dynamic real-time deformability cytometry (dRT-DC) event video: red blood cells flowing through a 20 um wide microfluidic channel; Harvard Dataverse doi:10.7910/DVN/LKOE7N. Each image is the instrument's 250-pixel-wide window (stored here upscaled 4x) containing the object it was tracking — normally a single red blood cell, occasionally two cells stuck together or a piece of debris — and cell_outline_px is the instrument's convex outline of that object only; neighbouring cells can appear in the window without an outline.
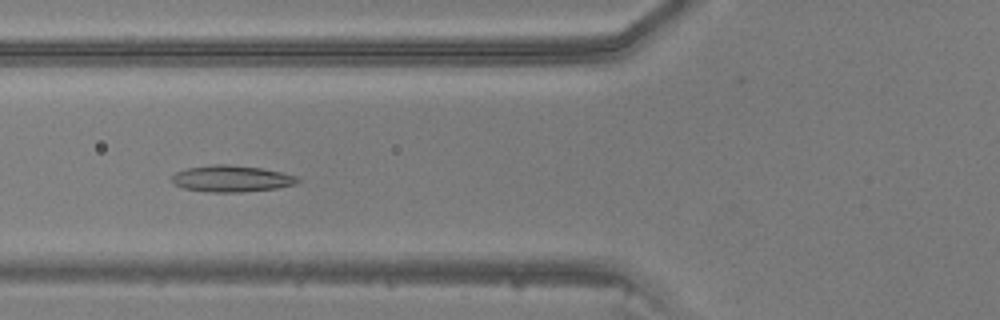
{"species": "common noctule bat (a hibernating species)", "species_latin": "Nyctalus noctula", "temperature_condition": "warm", "stored_images_in_passage": 48, "camera_frame_rate_fps": 3000, "um_per_image_px": 0.085, "animal": {"sex": "male", "body_mass_g": 20.5, "forearm_length_mm": 52.5}, "frame": {"image": 1, "passage_image": 18, "time_ms": 5.667, "image_size_px": [1000, 320], "cell_outline_px": [[300, 180], [296, 184], [276, 188], [240, 192], [212, 192], [184, 188], [176, 184], [172, 180], [172, 176], [176, 172], [188, 168], [212, 164], [228, 164], [264, 168], [296, 176]], "centroid_in_image_um": [19.7, 15.17], "position_along_channel_um": 106.1, "area_um2": 19.25}}
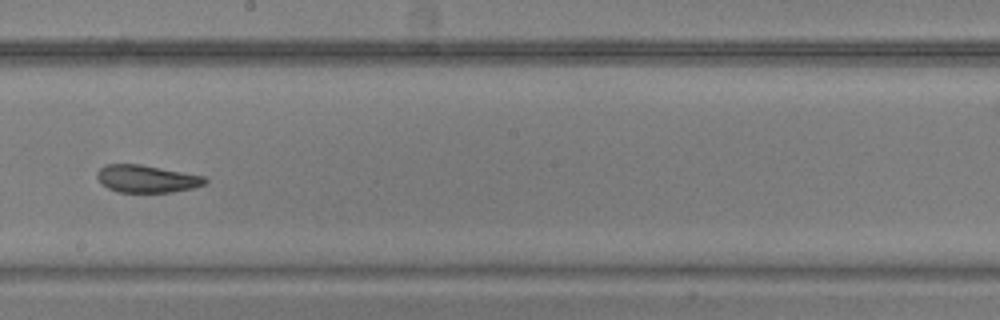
{"frame": {"image": 2, "passage_image": 27, "time_ms": 8.667, "image_size_px": [1000, 320], "cell_outline_px": [[208, 180], [204, 184], [192, 188], [172, 192], [116, 192], [100, 184], [96, 176], [96, 172], [104, 164], [140, 164], [204, 176]], "centroid_in_image_um": [12.41, 15.2], "position_along_channel_um": 235.8, "area_um2": 17.34}}
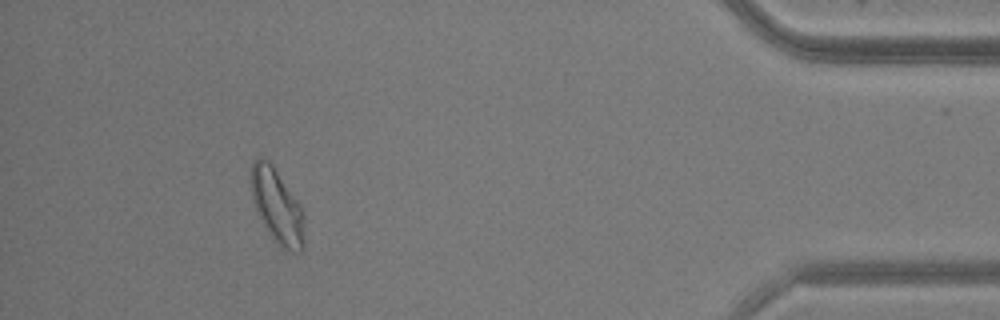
{"frame": {"image": 3, "passage_image": 43, "time_ms": 14.0, "image_size_px": [1000, 320], "cell_outline_px": [[304, 248], [300, 252], [292, 252], [280, 248], [276, 244], [264, 228], [252, 200], [252, 160], [256, 156], [260, 156], [268, 160], [272, 164], [300, 204], [304, 220]], "centroid_in_image_um": [23.56, 17.56], "position_along_channel_um": 411.6, "area_um2": 23.35}}